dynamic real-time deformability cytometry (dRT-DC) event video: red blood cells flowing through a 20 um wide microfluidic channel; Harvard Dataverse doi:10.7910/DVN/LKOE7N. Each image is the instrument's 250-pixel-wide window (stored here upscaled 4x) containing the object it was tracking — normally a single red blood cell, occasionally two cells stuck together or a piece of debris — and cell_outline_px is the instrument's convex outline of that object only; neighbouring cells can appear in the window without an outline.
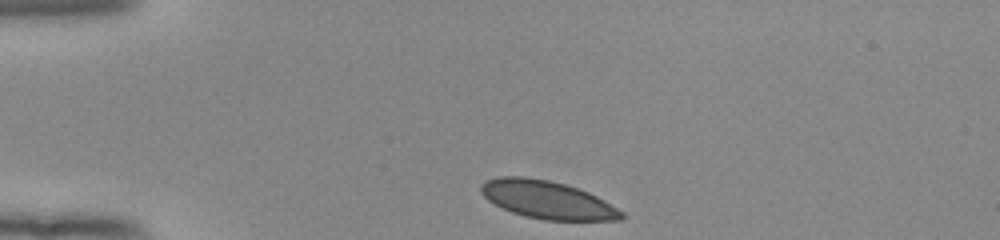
{"species": "human", "species_latin": "Homo sapiens", "temperature_condition": "room temperature", "stored_images_in_passage": 34, "camera_frame_rate_fps": 3000, "um_per_image_px": 0.085, "donor": {"sex": "female"}, "frame": {"image": 1, "passage_image": 1, "time_ms": 0.0, "image_size_px": [1000, 240], "cell_outline_px": [[624, 220], [544, 220], [524, 216], [512, 212], [488, 200], [480, 192], [480, 184], [484, 180], [496, 176], [524, 176], [548, 180], [564, 184], [588, 192], [596, 196], [624, 212]], "centroid_in_image_um": [46.49, 16.97], "position_along_channel_um": 38.5, "area_um2": 30.98}}
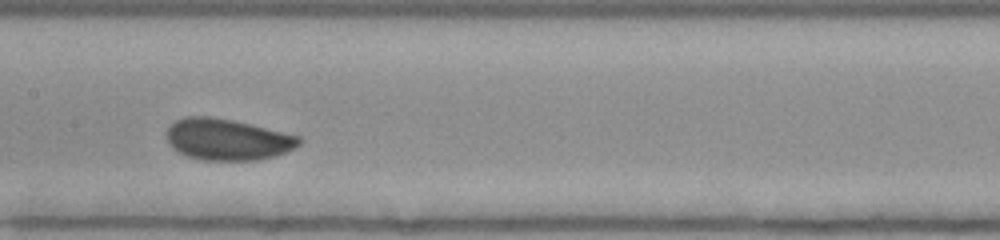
{"frame": {"image": 2, "passage_image": 16, "time_ms": 5.0, "image_size_px": [1000, 240], "cell_outline_px": [[300, 144], [276, 156], [256, 160], [200, 160], [188, 156], [180, 152], [168, 144], [168, 128], [176, 120], [184, 116], [208, 116], [232, 120], [300, 136]], "centroid_in_image_um": [19.31, 11.85], "position_along_channel_um": 188.1, "area_um2": 31.56}}
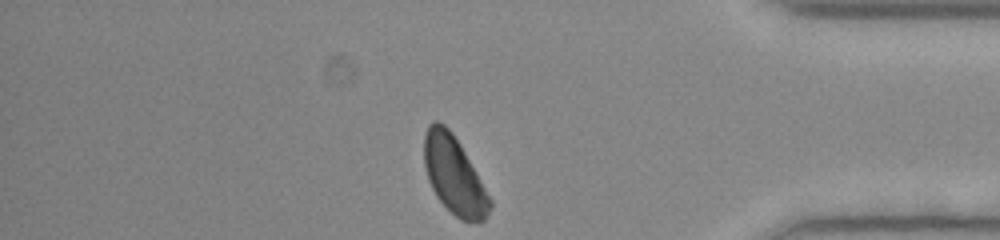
{"frame": {"image": 3, "passage_image": 34, "time_ms": 11.0, "image_size_px": [1000, 240], "cell_outline_px": [[492, 208], [484, 220], [460, 220], [436, 196], [428, 180], [424, 164], [424, 136], [428, 124], [432, 120], [436, 120], [444, 124], [452, 132], [460, 144], [492, 200]], "centroid_in_image_um": [38.58, 14.86], "position_along_channel_um": 396.6, "area_um2": 29.48}, "authors_computed_cell_mechanics": {"area_um2": 31.2987, "velocity_mm_per_s": 3.8825, "shape_relaxation_time_tau1_ms": 2.4801, "shape_relaxation_time_tau2_ms": null, "deformation_change_tau1": 0.0766, "deformation_change_tau2": null}}